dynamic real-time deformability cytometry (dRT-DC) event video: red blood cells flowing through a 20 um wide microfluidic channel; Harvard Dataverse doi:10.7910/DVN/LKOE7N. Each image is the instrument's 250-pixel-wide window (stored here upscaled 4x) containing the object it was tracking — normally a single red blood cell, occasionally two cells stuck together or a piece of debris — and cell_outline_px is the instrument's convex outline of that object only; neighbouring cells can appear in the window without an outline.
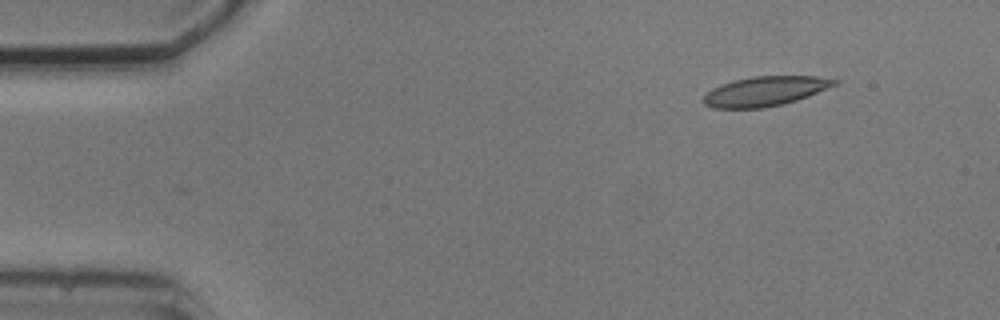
{"species": "common noctule bat (a hibernating species)", "species_latin": "Nyctalus noctula", "temperature_condition": "cold", "stored_images_in_passage": 4, "camera_frame_rate_fps": 3000, "um_per_image_px": 0.085, "animal": {"sex": "male", "body_mass_g": 20.5, "forearm_length_mm": 52.5}, "frame": {"image": 1, "passage_image": 2, "time_ms": 1.333, "image_size_px": [1000, 320], "cell_outline_px": [[840, 80], [836, 84], [808, 96], [784, 104], [764, 108], [712, 108], [704, 104], [700, 100], [712, 88], [732, 80], [752, 76], [816, 76]], "centroid_in_image_um": [64.99, 7.75], "position_along_channel_um": 20.0, "area_um2": 22.66}}